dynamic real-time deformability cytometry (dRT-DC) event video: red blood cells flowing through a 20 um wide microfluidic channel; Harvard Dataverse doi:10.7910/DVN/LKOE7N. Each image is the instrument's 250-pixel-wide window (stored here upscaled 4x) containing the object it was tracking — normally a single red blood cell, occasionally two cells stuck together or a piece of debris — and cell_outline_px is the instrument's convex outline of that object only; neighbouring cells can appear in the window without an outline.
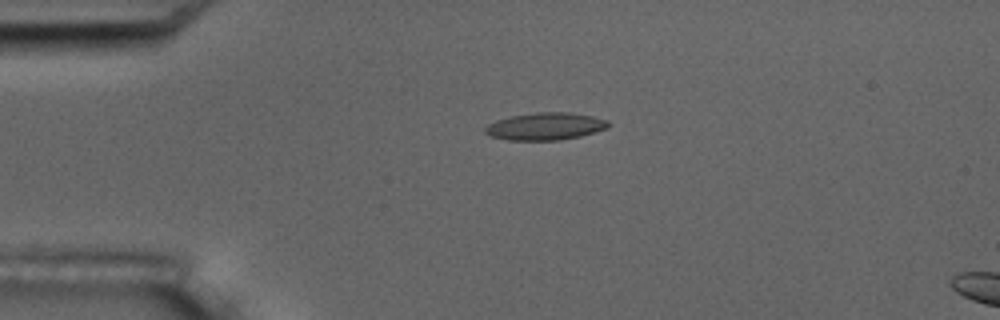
{"species": "common noctule bat (a hibernating species)", "species_latin": "Nyctalus noctula", "temperature_condition": "room temperature", "stored_images_in_passage": 6, "camera_frame_rate_fps": 3000, "um_per_image_px": 0.085, "animal": {"sex": "male", "body_mass_g": 17.5, "forearm_length_mm": 52.3}, "frame": {"image": 1, "passage_image": 4, "time_ms": 3.333, "image_size_px": [1000, 320], "cell_outline_px": [[608, 128], [580, 136], [560, 140], [508, 140], [492, 136], [484, 132], [484, 128], [488, 124], [496, 120], [512, 116], [536, 112], [568, 112], [592, 116], [608, 120]], "centroid_in_image_um": [46.35, 10.74], "position_along_channel_um": 38.7, "area_um2": 19.54}}